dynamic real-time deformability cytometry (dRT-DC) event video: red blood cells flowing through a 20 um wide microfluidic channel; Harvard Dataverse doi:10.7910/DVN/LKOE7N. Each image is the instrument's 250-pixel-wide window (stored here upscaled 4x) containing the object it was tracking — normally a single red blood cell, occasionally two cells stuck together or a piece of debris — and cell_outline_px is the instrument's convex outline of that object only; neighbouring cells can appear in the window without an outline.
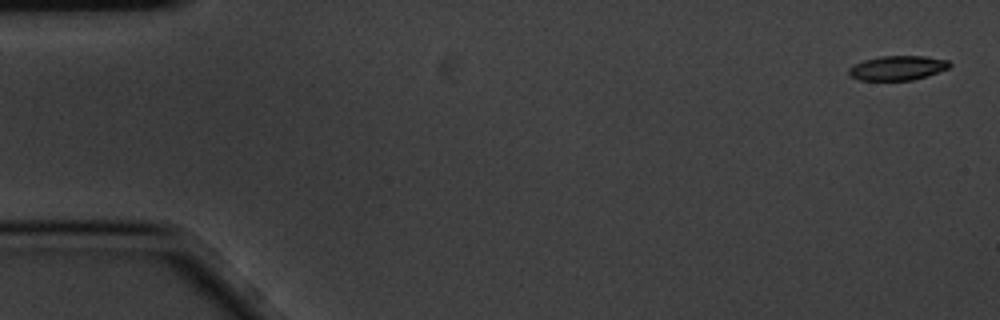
{"species": "common noctule bat (a hibernating species)", "species_latin": "Nyctalus noctula", "temperature_condition": "cold", "stored_images_in_passage": 10, "camera_frame_rate_fps": 3000, "um_per_image_px": 0.085, "animal": {"sex": "male", "body_mass_g": 20.1, "forearm_length_mm": 53.5}, "frame": {"image": 1, "passage_image": 1, "time_ms": 0.0, "image_size_px": [1000, 320], "cell_outline_px": [[952, 64], [948, 68], [928, 76], [912, 80], [860, 80], [848, 76], [848, 68], [864, 60], [880, 56], [924, 56], [948, 60]], "centroid_in_image_um": [76.28, 5.78], "position_along_channel_um": 8.7, "area_um2": 14.39}}
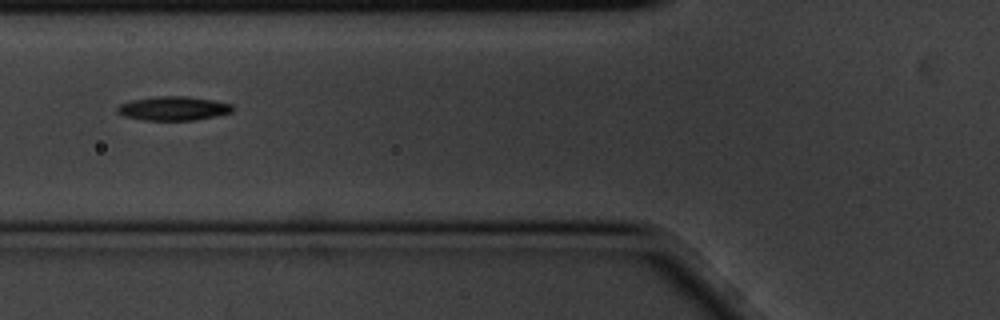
{"frame": {"image": 2, "passage_image": 6, "time_ms": 1.667, "image_size_px": [1000, 320], "cell_outline_px": [[236, 108], [232, 112], [216, 116], [192, 120], [144, 120], [124, 116], [116, 112], [116, 108], [120, 104], [132, 100], [156, 96], [184, 96], [212, 100], [232, 104]], "centroid_in_image_um": [14.74, 9.21], "position_along_channel_um": 111.1, "area_um2": 16.13}}
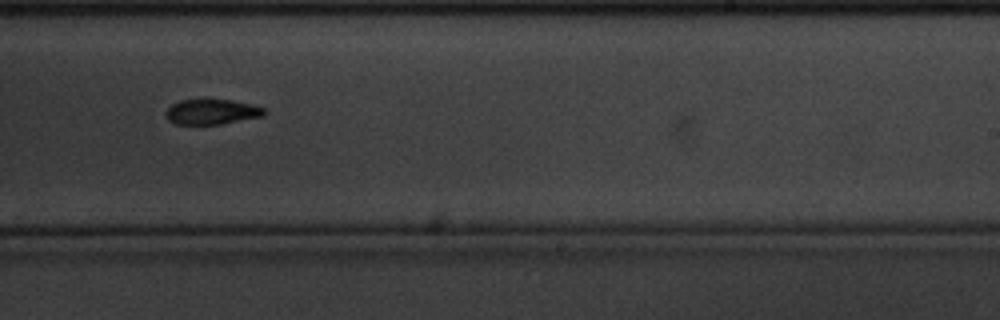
{"frame": {"image": 3, "passage_image": 10, "time_ms": 3.0, "image_size_px": [1000, 320], "cell_outline_px": [[264, 116], [220, 124], [176, 124], [168, 120], [164, 112], [172, 104], [180, 100], [232, 100], [252, 104], [264, 108]], "centroid_in_image_um": [17.98, 9.51], "position_along_channel_um": 271.0, "area_um2": 14.33}}